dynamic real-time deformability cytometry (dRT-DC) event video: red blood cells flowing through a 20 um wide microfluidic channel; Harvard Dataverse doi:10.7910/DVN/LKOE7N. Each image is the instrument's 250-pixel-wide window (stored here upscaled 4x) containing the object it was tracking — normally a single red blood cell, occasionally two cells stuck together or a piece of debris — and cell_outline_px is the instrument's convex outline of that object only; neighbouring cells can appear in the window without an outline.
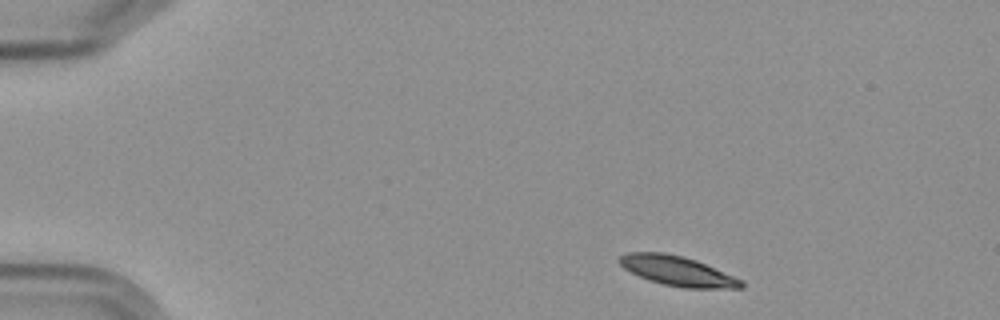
{"species": "Egyptian fruit bat (a non-hibernating species)", "species_latin": "Rousettus aegyptiacus", "temperature_condition": "cold", "stored_images_in_passage": 4, "camera_frame_rate_fps": 3000, "um_per_image_px": 0.085, "frame": {"image": 1, "passage_image": 1, "time_ms": 0.0, "image_size_px": [1000, 320], "cell_outline_px": [[744, 288], [684, 288], [664, 284], [648, 280], [624, 268], [616, 260], [620, 256], [628, 252], [664, 252], [684, 256], [696, 260], [744, 280]], "centroid_in_image_um": [57.6, 23.02], "position_along_channel_um": 27.4, "area_um2": 21.15}}
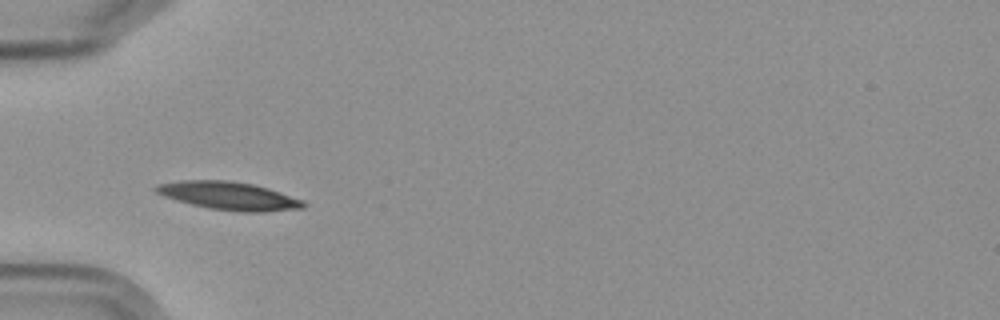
{"frame": {"image": 2, "passage_image": 3, "time_ms": 3.333, "image_size_px": [1000, 320], "cell_outline_px": [[308, 204], [304, 208], [264, 212], [240, 212], [208, 208], [176, 200], [164, 196], [156, 192], [152, 188], [156, 184], [180, 180], [224, 180], [252, 184], [268, 188], [304, 200]], "centroid_in_image_um": [19.46, 16.65], "position_along_channel_um": 65.5, "area_um2": 24.22}}
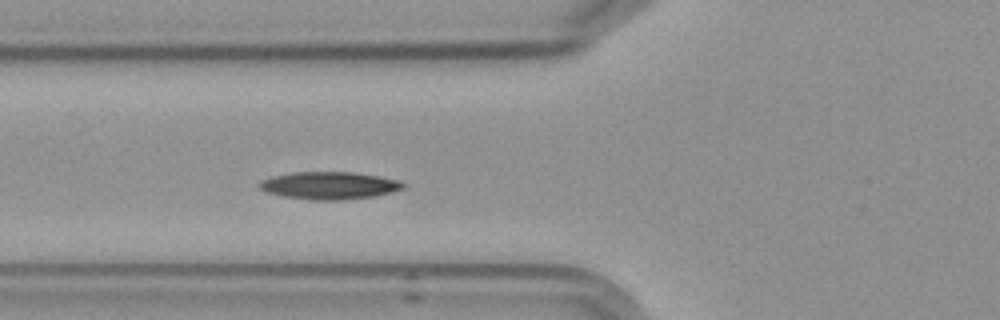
{"frame": {"image": 3, "passage_image": 4, "time_ms": 4.333, "image_size_px": [1000, 320], "cell_outline_px": [[404, 188], [392, 192], [376, 196], [340, 200], [308, 200], [284, 196], [264, 192], [256, 184], [260, 180], [272, 176], [292, 172], [352, 172], [380, 176], [400, 180], [404, 184]], "centroid_in_image_um": [27.96, 15.77], "position_along_channel_um": 97.8, "area_um2": 23.29}}